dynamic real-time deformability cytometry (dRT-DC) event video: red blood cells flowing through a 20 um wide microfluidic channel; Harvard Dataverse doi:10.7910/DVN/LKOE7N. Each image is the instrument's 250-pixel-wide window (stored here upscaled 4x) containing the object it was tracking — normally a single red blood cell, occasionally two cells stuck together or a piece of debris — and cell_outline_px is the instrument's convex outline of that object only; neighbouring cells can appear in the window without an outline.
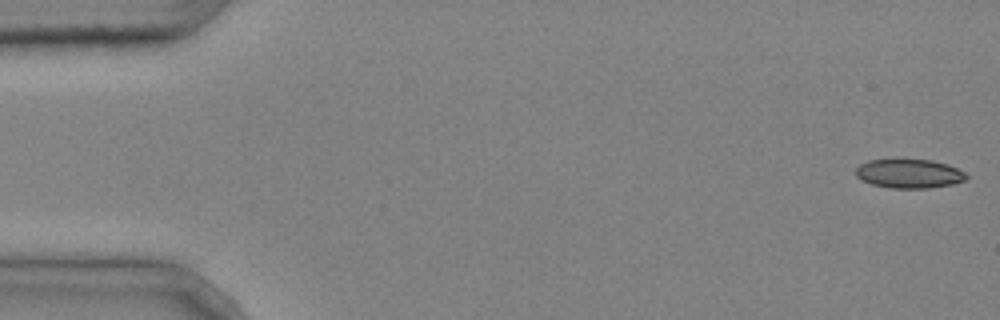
{"species": "common noctule bat (a hibernating species)", "species_latin": "Nyctalus noctula", "temperature_condition": "cold", "stored_images_in_passage": 6, "camera_frame_rate_fps": 3000, "um_per_image_px": 0.085, "animal": {"sex": "male", "body_mass_g": 20.4}, "frame": {"image": 1, "passage_image": 1, "time_ms": 0.0, "image_size_px": [1000, 320], "cell_outline_px": [[968, 176], [964, 180], [952, 184], [928, 188], [892, 188], [872, 184], [860, 180], [856, 176], [856, 168], [860, 164], [868, 160], [932, 160], [948, 164], [964, 172]], "centroid_in_image_um": [77.26, 14.76], "position_along_channel_um": 7.7, "area_um2": 18.55}}
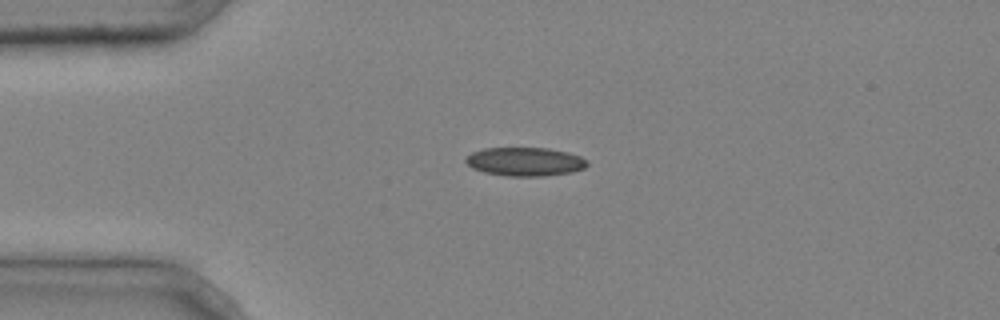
{"frame": {"image": 2, "passage_image": 4, "time_ms": 1.0, "image_size_px": [1000, 320], "cell_outline_px": [[588, 164], [584, 168], [572, 172], [544, 176], [508, 176], [484, 172], [472, 168], [464, 160], [472, 152], [484, 148], [548, 148], [568, 152], [580, 156], [588, 160]], "centroid_in_image_um": [44.65, 13.74], "position_along_channel_um": 40.4, "area_um2": 20.29}}
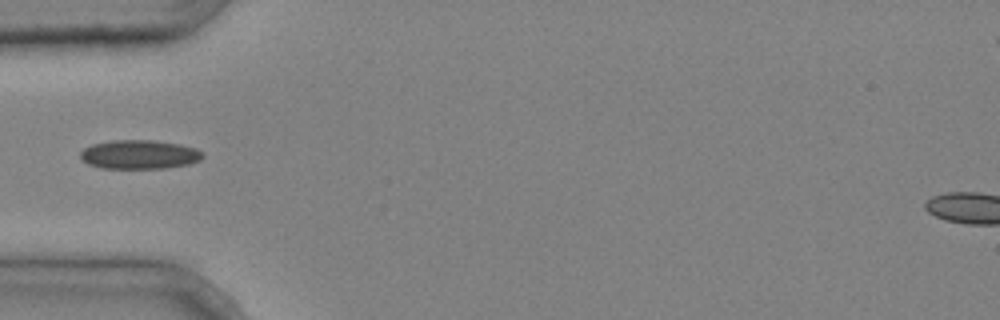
{"frame": {"image": 3, "passage_image": 5, "time_ms": 1.333, "image_size_px": [1000, 320], "cell_outline_px": [[204, 156], [200, 160], [188, 164], [164, 168], [100, 168], [88, 164], [80, 160], [80, 152], [84, 148], [92, 144], [112, 140], [152, 140], [180, 144], [196, 148], [204, 152]], "centroid_in_image_um": [11.83, 13.13], "position_along_channel_um": 73.2, "area_um2": 20.81}}